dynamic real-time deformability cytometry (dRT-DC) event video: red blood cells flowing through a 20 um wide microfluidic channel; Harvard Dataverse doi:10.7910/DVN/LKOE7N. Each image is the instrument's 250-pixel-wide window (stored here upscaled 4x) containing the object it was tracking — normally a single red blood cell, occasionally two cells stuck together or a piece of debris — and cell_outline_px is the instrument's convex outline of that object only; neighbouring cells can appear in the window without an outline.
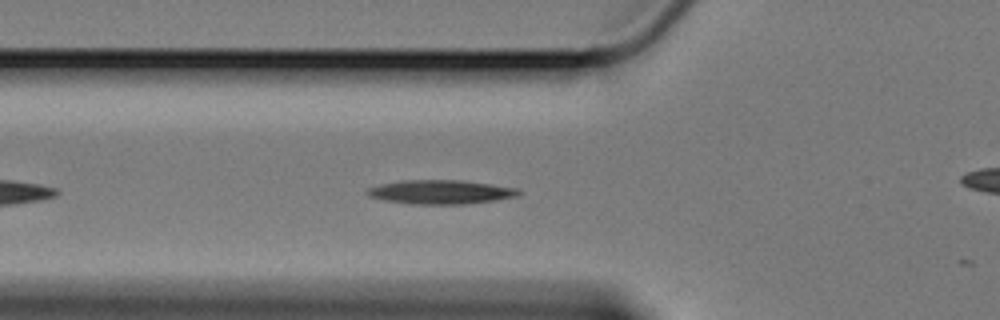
{"species": "Egyptian fruit bat (a non-hibernating species)", "species_latin": "Rousettus aegyptiacus", "temperature_condition": "cold", "stored_images_in_passage": 4, "camera_frame_rate_fps": 3000, "um_per_image_px": 0.085, "animal": {"sex": "female"}, "frame": {"image": 1, "passage_image": 3, "time_ms": 0.667, "image_size_px": [1000, 320], "cell_outline_px": [[520, 192], [516, 196], [496, 200], [464, 204], [412, 204], [384, 200], [368, 196], [364, 192], [368, 188], [380, 184], [400, 180], [460, 180], [492, 184], [516, 188]], "centroid_in_image_um": [37.4, 16.32], "position_along_channel_um": 88.4, "area_um2": 21.15}}